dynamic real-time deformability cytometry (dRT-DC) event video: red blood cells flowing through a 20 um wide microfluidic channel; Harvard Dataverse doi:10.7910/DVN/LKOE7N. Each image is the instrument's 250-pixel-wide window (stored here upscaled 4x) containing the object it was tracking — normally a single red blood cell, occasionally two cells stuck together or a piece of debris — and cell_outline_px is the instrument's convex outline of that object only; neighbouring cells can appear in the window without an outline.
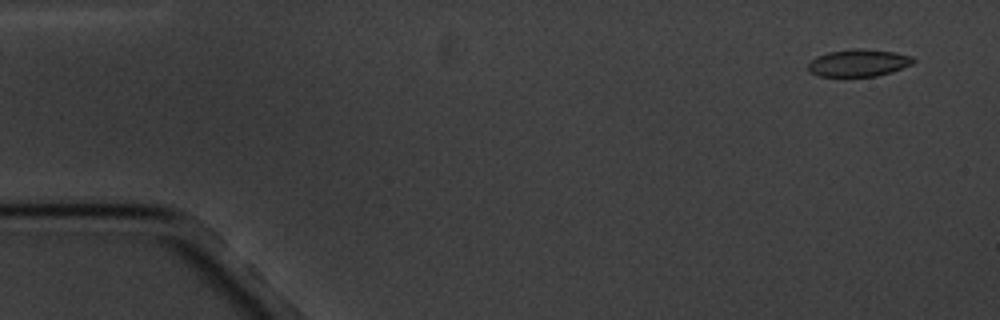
{"species": "common noctule bat (a hibernating species)", "species_latin": "Nyctalus noctula", "temperature_condition": "cold", "stored_images_in_passage": 5, "camera_frame_rate_fps": 3000, "um_per_image_px": 0.085, "animal": {"sex": "male", "body_mass_g": 20.1, "forearm_length_mm": 53.5}, "frame": {"image": 1, "passage_image": 2, "time_ms": 1.0, "image_size_px": [1000, 320], "cell_outline_px": [[916, 60], [912, 64], [892, 72], [876, 76], [820, 76], [808, 72], [808, 64], [816, 56], [828, 52], [852, 48], [860, 48], [896, 52], [912, 56]], "centroid_in_image_um": [72.98, 5.34], "position_along_channel_um": 12.0, "area_um2": 16.82}}